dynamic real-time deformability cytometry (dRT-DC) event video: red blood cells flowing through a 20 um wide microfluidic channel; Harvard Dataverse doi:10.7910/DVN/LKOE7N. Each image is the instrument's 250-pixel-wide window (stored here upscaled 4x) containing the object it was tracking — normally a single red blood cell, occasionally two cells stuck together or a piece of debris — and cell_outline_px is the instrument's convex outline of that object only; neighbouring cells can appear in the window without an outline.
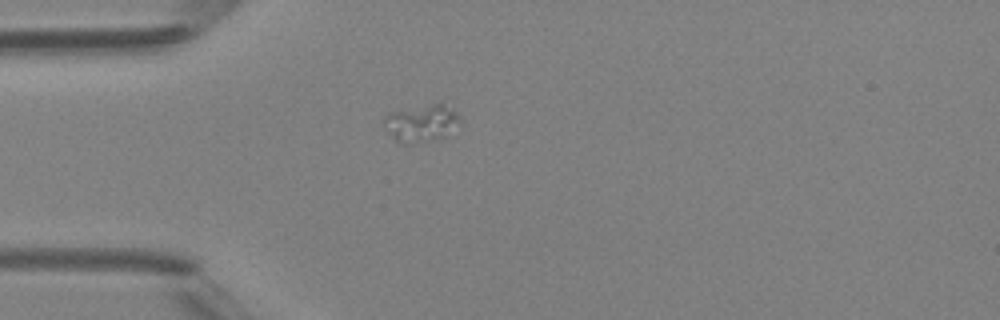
{"species": "Egyptian fruit bat (a non-hibernating species)", "species_latin": "Rousettus aegyptiacus", "temperature_condition": "room temperature", "stored_images_in_passage": 1, "camera_frame_rate_fps": 3000, "um_per_image_px": 0.085, "animal": {"sex": "female"}, "frame": {"image": 1, "passage_image": 1, "time_ms": 0.0, "image_size_px": [1000, 320], "cell_outline_px": [[460, 124], [448, 136], [408, 144], [400, 144], [388, 132], [384, 120], [384, 116], [388, 112], [440, 100], [452, 108], [460, 116]], "centroid_in_image_um": [35.87, 10.41], "position_along_channel_um": 49.1, "area_um2": 17.05}}